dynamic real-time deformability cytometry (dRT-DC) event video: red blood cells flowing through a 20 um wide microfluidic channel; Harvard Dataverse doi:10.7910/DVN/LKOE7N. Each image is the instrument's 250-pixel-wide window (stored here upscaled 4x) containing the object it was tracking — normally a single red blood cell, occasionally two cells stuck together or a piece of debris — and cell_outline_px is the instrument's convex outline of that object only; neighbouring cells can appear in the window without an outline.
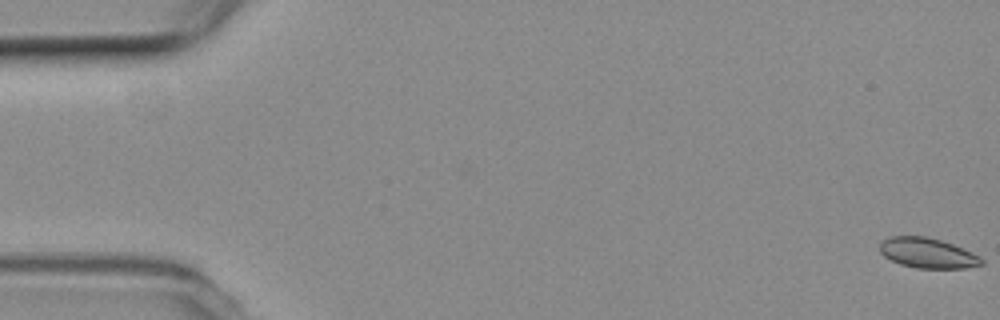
{"species": "common noctule bat (a hibernating species)", "species_latin": "Nyctalus noctula", "temperature_condition": "room temperature", "stored_images_in_passage": 15, "camera_frame_rate_fps": 3000, "um_per_image_px": 0.085, "animal": {"sex": "female", "body_mass_g": 19.3, "forearm_length_mm": 54.1}, "frame": {"image": 1, "passage_image": 1, "time_ms": 0.0, "image_size_px": [1000, 320], "cell_outline_px": [[984, 264], [964, 268], [916, 268], [900, 264], [884, 256], [880, 252], [880, 244], [884, 240], [892, 236], [924, 236], [940, 240], [952, 244], [972, 252], [980, 256], [984, 260]], "centroid_in_image_um": [78.86, 21.51], "position_along_channel_um": 6.1, "area_um2": 17.74}}
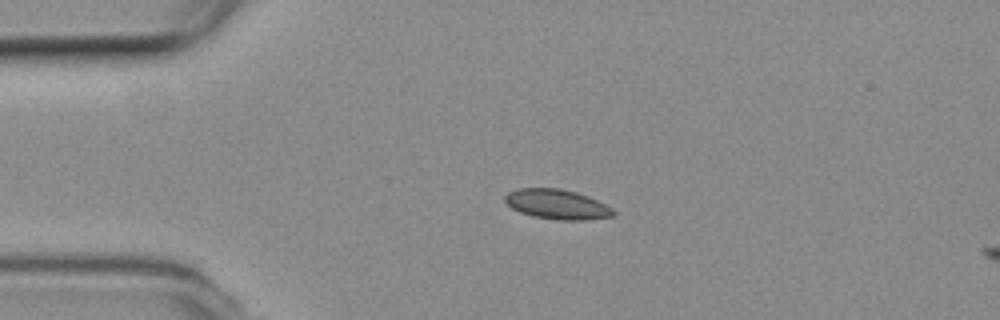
{"frame": {"image": 2, "passage_image": 13, "time_ms": 4.0, "image_size_px": [1000, 320], "cell_outline_px": [[616, 216], [588, 220], [560, 220], [532, 216], [520, 212], [512, 208], [504, 200], [504, 196], [508, 192], [516, 188], [560, 188], [576, 192], [588, 196], [612, 208], [616, 212]], "centroid_in_image_um": [47.36, 17.37], "position_along_channel_um": 37.6, "area_um2": 18.96}}